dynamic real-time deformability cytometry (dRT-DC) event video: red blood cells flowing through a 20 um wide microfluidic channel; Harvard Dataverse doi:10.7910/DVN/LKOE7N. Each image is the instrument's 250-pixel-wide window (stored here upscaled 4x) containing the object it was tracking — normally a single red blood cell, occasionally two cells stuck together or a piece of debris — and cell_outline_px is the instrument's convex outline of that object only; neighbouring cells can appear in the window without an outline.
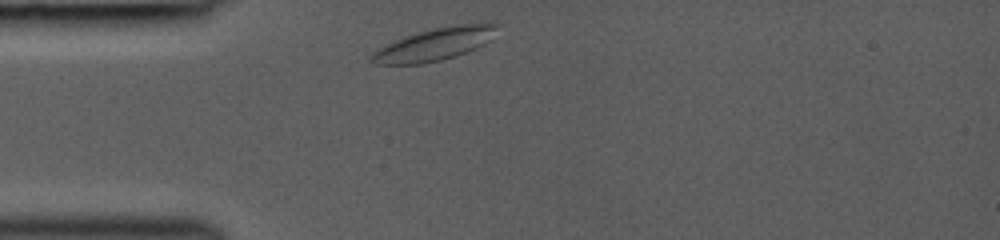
{"species": "common noctule bat (a hibernating species)", "species_latin": "Nyctalus noctula", "temperature_condition": "room temperature", "stored_images_in_passage": 6, "camera_frame_rate_fps": 3000, "um_per_image_px": 0.085, "animal": {"sex": "female", "body_mass_g": 19.0, "forearm_length_mm": 53.3}, "frame": {"image": 1, "passage_image": 1, "time_ms": 0.0, "image_size_px": [1000, 240], "cell_outline_px": [[500, 24], [492, 40], [476, 48], [440, 60], [424, 64], [376, 64], [368, 60], [368, 56], [372, 52], [396, 40], [432, 28], [452, 24]], "centroid_in_image_um": [36.94, 3.77], "position_along_channel_um": 48.1, "area_um2": 23.47}}